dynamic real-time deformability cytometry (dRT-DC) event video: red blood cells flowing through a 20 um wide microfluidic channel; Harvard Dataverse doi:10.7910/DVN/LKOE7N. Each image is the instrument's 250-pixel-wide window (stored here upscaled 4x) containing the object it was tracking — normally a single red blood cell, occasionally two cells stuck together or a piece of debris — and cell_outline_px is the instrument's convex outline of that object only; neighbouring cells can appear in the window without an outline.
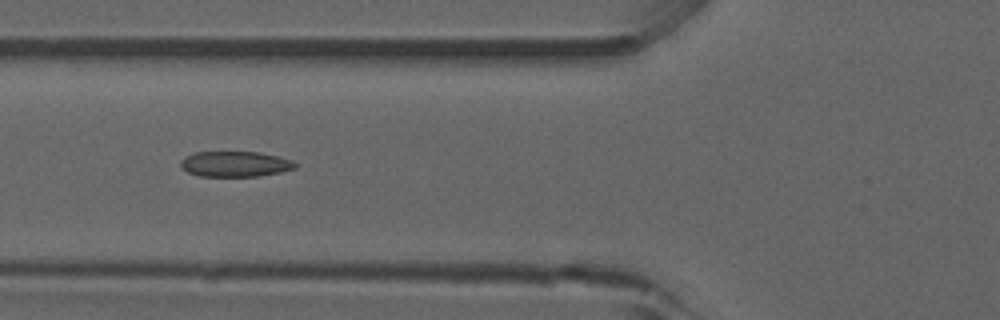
{"species": "common noctule bat (a hibernating species)", "species_latin": "Nyctalus noctula", "temperature_condition": "room temperature", "stored_images_in_passage": 30, "camera_frame_rate_fps": 3000, "um_per_image_px": 0.085, "animal": {"sex": "male", "forearm_length_mm": 52.5}, "frame": {"image": 1, "passage_image": 20, "time_ms": 6.333, "image_size_px": [1000, 320], "cell_outline_px": [[296, 168], [280, 172], [260, 176], [200, 176], [188, 172], [180, 164], [180, 160], [184, 156], [196, 152], [260, 152], [292, 160], [296, 164]], "centroid_in_image_um": [19.98, 13.94], "position_along_channel_um": 105.8, "area_um2": 16.94}}
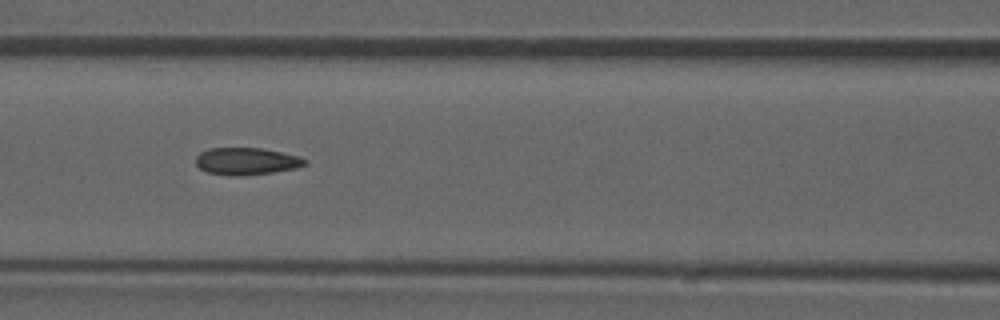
{"frame": {"image": 2, "passage_image": 23, "time_ms": 7.333, "image_size_px": [1000, 320], "cell_outline_px": [[308, 164], [296, 168], [272, 172], [236, 176], [208, 172], [200, 168], [196, 164], [196, 156], [200, 152], [208, 148], [260, 148], [300, 156], [308, 160]], "centroid_in_image_um": [20.97, 13.69], "position_along_channel_um": 145.6, "area_um2": 17.17}}